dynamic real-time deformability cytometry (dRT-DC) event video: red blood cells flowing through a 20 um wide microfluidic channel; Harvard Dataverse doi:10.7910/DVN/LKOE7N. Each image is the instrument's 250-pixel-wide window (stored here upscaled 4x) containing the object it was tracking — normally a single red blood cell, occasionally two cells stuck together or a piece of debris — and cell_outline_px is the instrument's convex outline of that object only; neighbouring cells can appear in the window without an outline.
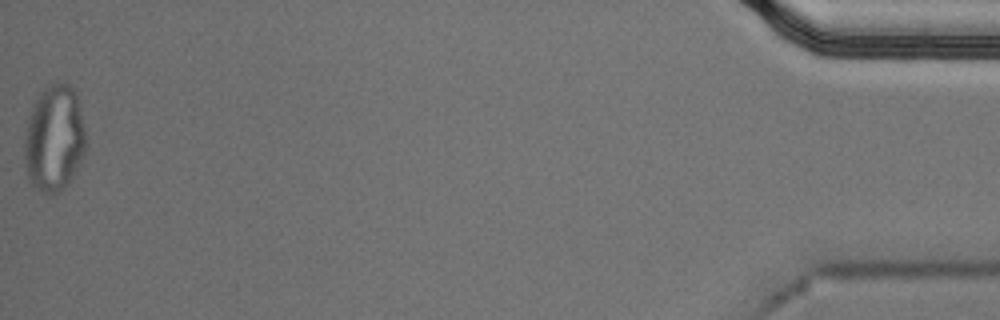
{"species": "Egyptian fruit bat (a non-hibernating species)", "species_latin": "Rousettus aegyptiacus", "temperature_condition": "cold", "stored_images_in_passage": 55, "segment_of_instrument_passage": [2, 2], "camera_frame_rate_fps": 3000, "um_per_image_px": 0.085, "animal": {"sex": "male"}, "frame": {"image": 1, "passage_image": 55, "time_ms": 18.0, "image_size_px": [1000, 320], "cell_outline_px": [[88, 148], [80, 164], [68, 184], [60, 192], [44, 192], [36, 188], [28, 180], [24, 156], [24, 136], [28, 120], [32, 108], [40, 92], [52, 84], [68, 84], [76, 92], [84, 124], [88, 144]], "centroid_in_image_um": [4.64, 11.8], "position_along_channel_um": 430.6, "area_um2": 38.32}}